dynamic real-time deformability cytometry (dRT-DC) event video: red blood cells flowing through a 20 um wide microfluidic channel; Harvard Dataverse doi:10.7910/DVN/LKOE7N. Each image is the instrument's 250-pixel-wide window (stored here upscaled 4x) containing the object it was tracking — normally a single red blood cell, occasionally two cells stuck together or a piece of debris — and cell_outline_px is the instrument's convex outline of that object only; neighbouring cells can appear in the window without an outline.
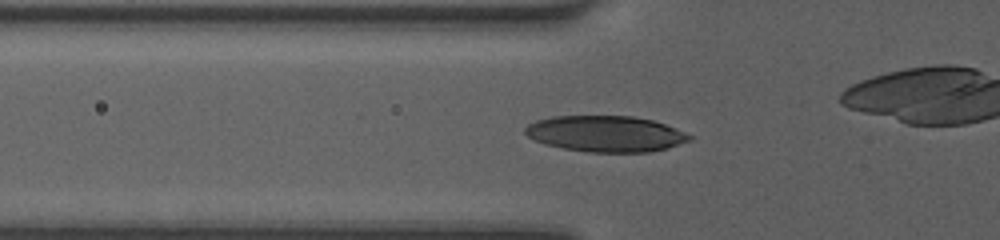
{"species": "human", "species_latin": "Homo sapiens", "temperature_condition": "room temperature", "stored_images_in_passage": 43, "camera_frame_rate_fps": 3000, "um_per_image_px": 0.085, "donor": {"sex": "female"}, "frame": {"image": 1, "passage_image": 18, "time_ms": 5.667, "image_size_px": [1000, 240], "cell_outline_px": [[692, 140], [664, 148], [648, 152], [588, 152], [564, 148], [544, 144], [528, 136], [524, 132], [524, 128], [528, 124], [536, 120], [552, 116], [632, 116], [652, 120], [676, 128], [692, 136]], "centroid_in_image_um": [51.45, 11.36], "position_along_channel_um": 74.3, "area_um2": 34.33}}
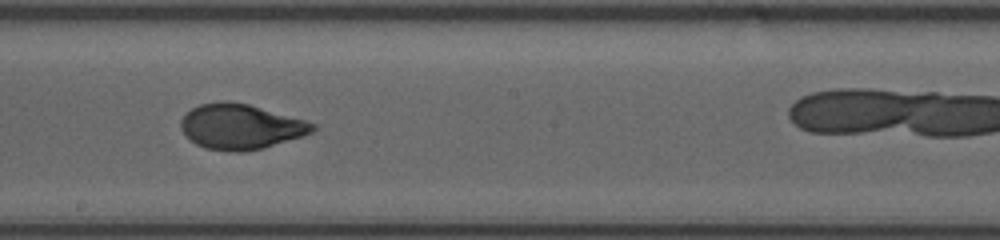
{"frame": {"image": 2, "passage_image": 29, "time_ms": 9.333, "image_size_px": [1000, 240], "cell_outline_px": [[320, 128], [304, 136], [264, 148], [244, 152], [228, 152], [204, 148], [196, 144], [180, 128], [180, 120], [192, 108], [200, 104], [220, 100], [228, 100], [248, 104], [304, 120], [316, 124]], "centroid_in_image_um": [20.47, 10.77], "position_along_channel_um": 227.7, "area_um2": 34.91}}
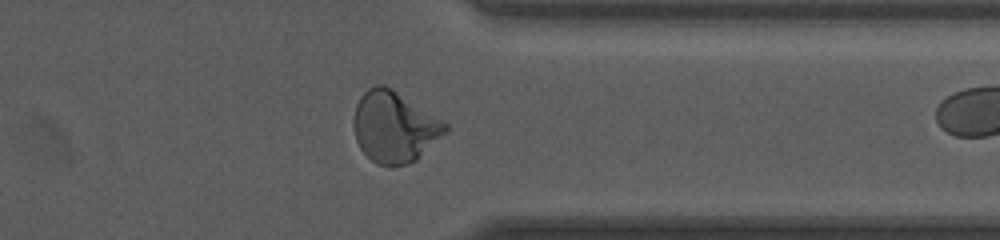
{"frame": {"image": 3, "passage_image": 40, "time_ms": 13.0, "image_size_px": [1000, 240], "cell_outline_px": [[448, 132], [416, 160], [408, 164], [376, 164], [360, 148], [356, 140], [352, 120], [356, 104], [360, 96], [368, 88], [376, 84], [384, 84], [392, 88], [448, 124]], "centroid_in_image_um": [33.51, 10.76], "position_along_channel_um": 377.9, "area_um2": 37.86}}